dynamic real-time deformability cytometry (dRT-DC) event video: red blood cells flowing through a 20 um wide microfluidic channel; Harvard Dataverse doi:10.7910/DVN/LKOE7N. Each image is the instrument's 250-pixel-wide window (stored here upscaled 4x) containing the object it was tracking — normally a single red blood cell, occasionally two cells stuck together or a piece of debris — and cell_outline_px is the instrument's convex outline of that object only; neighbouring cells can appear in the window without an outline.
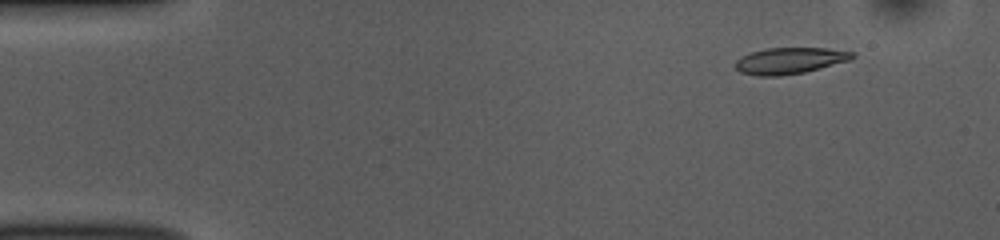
{"species": "common noctule bat (a hibernating species)", "species_latin": "Nyctalus noctula", "temperature_condition": "room temperature", "stored_images_in_passage": 49, "camera_frame_rate_fps": 3000, "um_per_image_px": 0.085, "animal": {"sex": "female", "body_mass_g": 10.0, "forearm_length_mm": 53.1}, "frame": {"image": 1, "passage_image": 3, "time_ms": 0.667, "image_size_px": [1000, 240], "cell_outline_px": [[856, 56], [852, 60], [804, 72], [780, 76], [756, 76], [740, 72], [732, 64], [740, 56], [764, 48], [828, 48], [856, 52]], "centroid_in_image_um": [67.13, 5.15], "position_along_channel_um": 17.9, "area_um2": 18.26}}
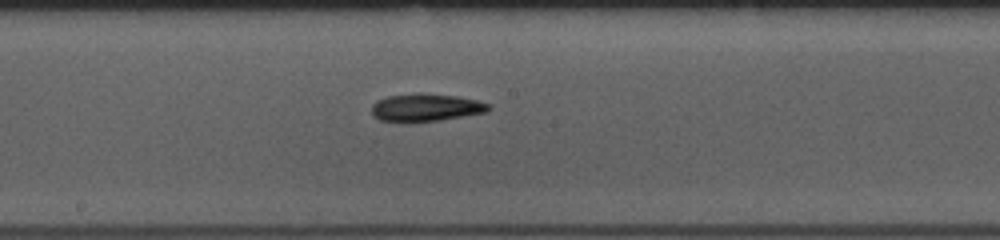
{"frame": {"image": 2, "passage_image": 25, "time_ms": 8.0, "image_size_px": [1000, 240], "cell_outline_px": [[488, 112], [440, 120], [408, 124], [380, 120], [372, 116], [372, 104], [376, 100], [388, 96], [416, 92], [420, 92], [456, 96], [476, 100], [488, 104]], "centroid_in_image_um": [36.11, 9.16], "position_along_channel_um": 212.1, "area_um2": 19.36}}
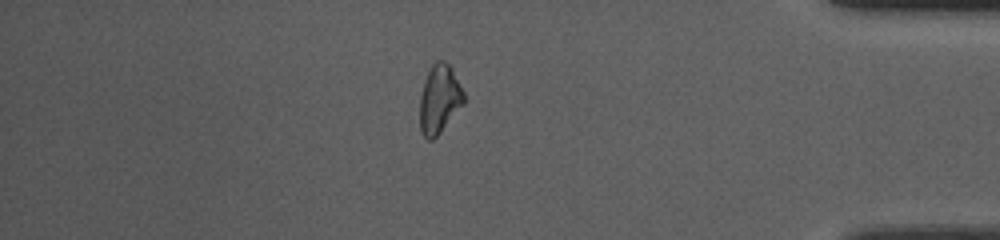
{"frame": {"image": 3, "passage_image": 42, "time_ms": 13.667, "image_size_px": [1000, 240], "cell_outline_px": [[464, 104], [440, 132], [432, 140], [428, 140], [420, 132], [420, 96], [424, 80], [432, 64], [436, 60], [444, 60], [452, 68], [464, 92]], "centroid_in_image_um": [37.35, 8.41], "position_along_channel_um": 397.9, "area_um2": 17.63}, "authors_computed_cell_mechanics": {"area_um2": 18.1492, "velocity_mm_per_s": 3.8781, "shape_relaxation_time_tau1_ms": 5.1053, "shape_relaxation_time_tau2_ms": 3.6683, "deformation_change_tau1": 0.1486, "deformation_change_tau2": 0.1149}}